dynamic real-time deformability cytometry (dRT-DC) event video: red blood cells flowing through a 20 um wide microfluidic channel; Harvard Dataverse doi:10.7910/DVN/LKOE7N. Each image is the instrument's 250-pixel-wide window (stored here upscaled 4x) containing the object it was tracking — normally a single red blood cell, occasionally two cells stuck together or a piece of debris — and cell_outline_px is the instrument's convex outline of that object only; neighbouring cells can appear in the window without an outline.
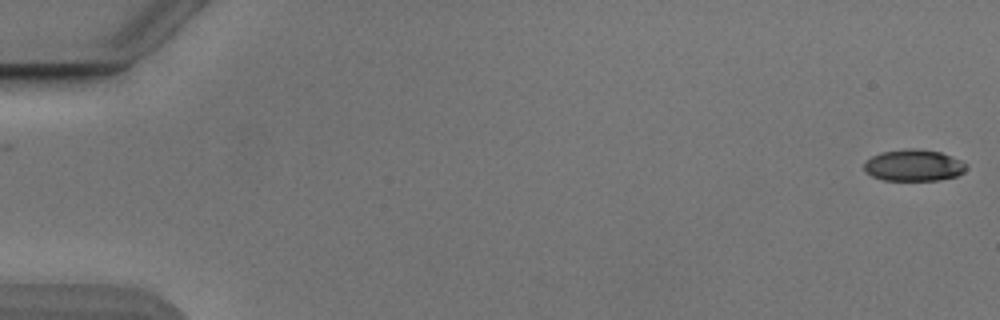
{"species": "Egyptian fruit bat (a non-hibernating species)", "species_latin": "Rousettus aegyptiacus", "temperature_condition": "cold", "stored_images_in_passage": 17, "camera_frame_rate_fps": 3000, "um_per_image_px": 0.085, "animal": {"sex": "male"}, "frame": {"image": 1, "passage_image": 1, "time_ms": 0.0, "image_size_px": [1000, 320], "cell_outline_px": [[968, 168], [964, 172], [956, 176], [940, 180], [884, 180], [872, 176], [864, 172], [864, 160], [880, 152], [904, 148], [920, 148], [940, 152], [952, 156], [968, 164]], "centroid_in_image_um": [77.66, 14.04], "position_along_channel_um": 7.3, "area_um2": 19.19}}
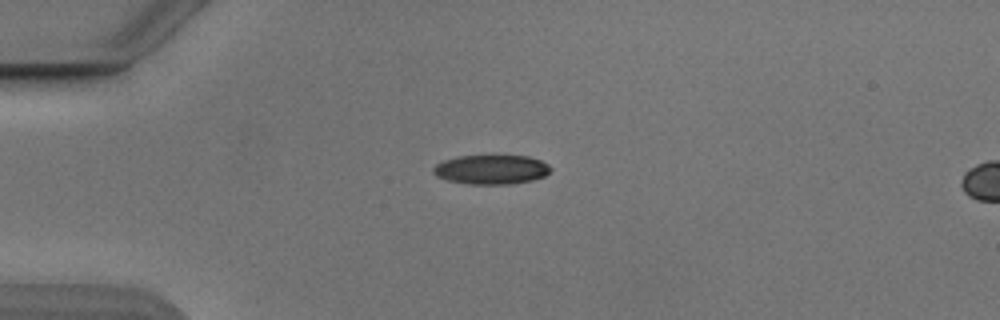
{"frame": {"image": 2, "passage_image": 14, "time_ms": 4.333, "image_size_px": [1000, 320], "cell_outline_px": [[552, 168], [544, 176], [532, 180], [512, 184], [468, 184], [448, 180], [436, 176], [432, 172], [432, 168], [436, 164], [444, 160], [456, 156], [492, 152], [528, 156], [540, 160], [548, 164]], "centroid_in_image_um": [41.74, 14.35], "position_along_channel_um": 43.3, "area_um2": 21.1}}